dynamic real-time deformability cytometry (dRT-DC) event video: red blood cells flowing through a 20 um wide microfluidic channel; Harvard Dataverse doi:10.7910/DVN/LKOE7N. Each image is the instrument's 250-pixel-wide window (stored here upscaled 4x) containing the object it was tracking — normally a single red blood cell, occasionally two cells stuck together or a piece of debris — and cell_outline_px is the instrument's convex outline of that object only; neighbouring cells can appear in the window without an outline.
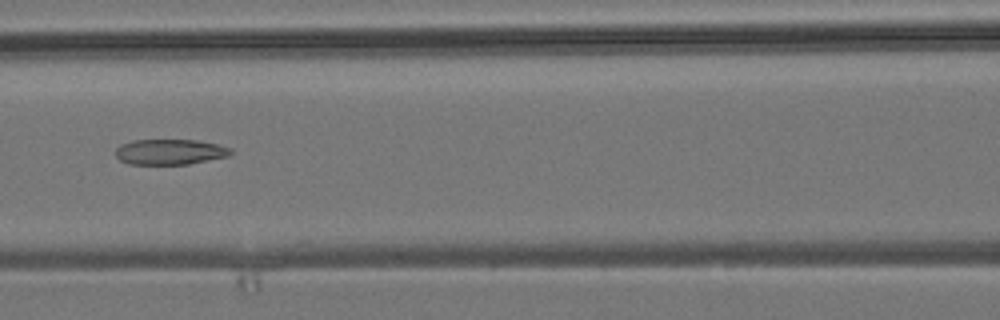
{"species": "common noctule bat (a hibernating species)", "species_latin": "Nyctalus noctula", "temperature_condition": "room temperature", "stored_images_in_passage": 7, "camera_frame_rate_fps": 3000, "um_per_image_px": 0.085, "animal": {"sex": "male", "body_mass_g": 19.2, "forearm_length_mm": 51.8}, "frame": {"image": 1, "passage_image": 7, "time_ms": 7.0, "image_size_px": [1000, 320], "cell_outline_px": [[232, 152], [228, 156], [188, 164], [128, 164], [120, 160], [116, 156], [116, 148], [120, 144], [132, 140], [196, 140], [220, 144], [232, 148]], "centroid_in_image_um": [14.44, 12.9], "position_along_channel_um": 152.2, "area_um2": 17.17}}